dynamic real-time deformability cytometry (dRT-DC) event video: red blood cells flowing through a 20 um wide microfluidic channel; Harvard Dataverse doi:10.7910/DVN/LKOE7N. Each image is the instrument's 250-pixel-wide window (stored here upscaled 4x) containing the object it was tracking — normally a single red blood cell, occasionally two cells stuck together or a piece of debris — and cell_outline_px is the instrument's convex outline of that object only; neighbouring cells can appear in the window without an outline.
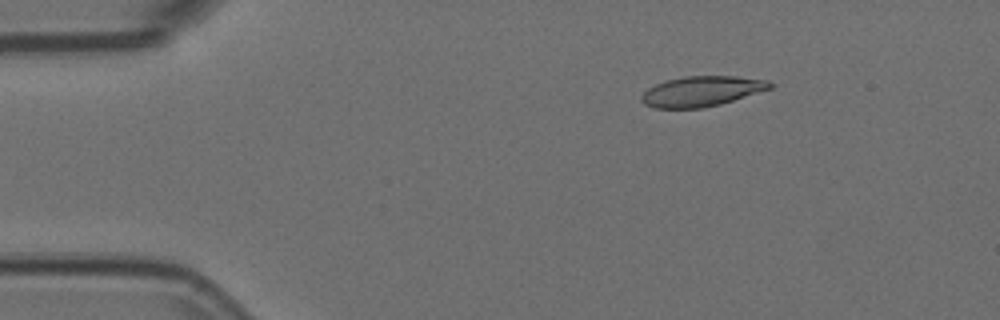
{"species": "Egyptian fruit bat (a non-hibernating species)", "species_latin": "Rousettus aegyptiacus", "temperature_condition": "room temperature", "stored_images_in_passage": 4, "camera_frame_rate_fps": 3000, "um_per_image_px": 0.085, "animal": {"sex": "female"}, "frame": {"image": 1, "passage_image": 2, "time_ms": 0.333, "image_size_px": [1000, 320], "cell_outline_px": [[776, 84], [772, 88], [720, 104], [704, 108], [652, 108], [644, 104], [640, 100], [640, 96], [648, 88], [656, 84], [668, 80], [684, 76], [736, 76], [768, 80]], "centroid_in_image_um": [59.64, 7.76], "position_along_channel_um": 25.4, "area_um2": 22.72}}